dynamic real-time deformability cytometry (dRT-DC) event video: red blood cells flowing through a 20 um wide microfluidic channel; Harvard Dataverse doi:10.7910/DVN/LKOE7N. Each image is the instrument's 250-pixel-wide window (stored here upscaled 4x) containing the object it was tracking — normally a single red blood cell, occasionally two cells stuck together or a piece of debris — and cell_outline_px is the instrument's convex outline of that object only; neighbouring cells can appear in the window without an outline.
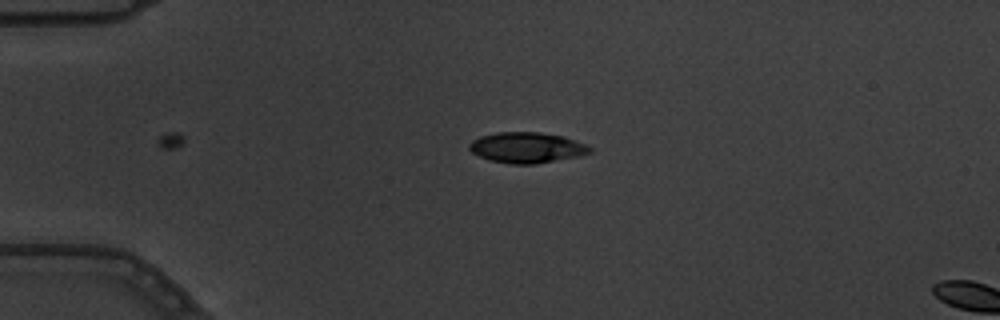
{"species": "common noctule bat (a hibernating species)", "species_latin": "Nyctalus noctula", "temperature_condition": "warm", "stored_images_in_passage": 5, "camera_frame_rate_fps": 3000, "um_per_image_px": 0.085, "animal": {"sex": "male", "body_mass_g": 19.5, "forearm_length_mm": 54.6}, "frame": {"image": 1, "passage_image": 5, "time_ms": 1.333, "image_size_px": [1000, 320], "cell_outline_px": [[592, 152], [576, 156], [536, 164], [512, 164], [488, 160], [472, 152], [468, 148], [468, 144], [472, 140], [480, 136], [496, 132], [540, 132], [560, 136], [584, 144], [592, 148]], "centroid_in_image_um": [44.71, 12.54], "position_along_channel_um": 40.3, "area_um2": 21.33}}